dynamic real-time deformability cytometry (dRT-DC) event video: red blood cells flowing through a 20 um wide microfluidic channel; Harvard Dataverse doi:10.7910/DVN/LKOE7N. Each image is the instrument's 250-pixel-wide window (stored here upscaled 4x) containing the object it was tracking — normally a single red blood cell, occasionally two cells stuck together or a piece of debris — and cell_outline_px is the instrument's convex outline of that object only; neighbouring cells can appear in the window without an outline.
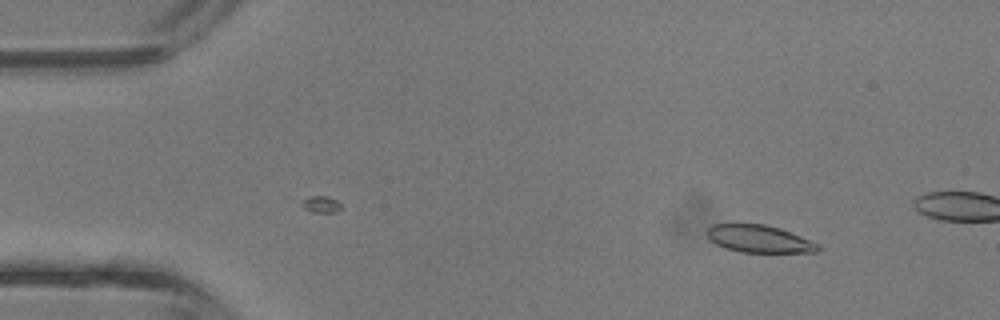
{"species": "common noctule bat (a hibernating species)", "species_latin": "Nyctalus noctula", "temperature_condition": "room temperature", "stored_images_in_passage": 9, "camera_frame_rate_fps": 3000, "um_per_image_px": 0.085, "animal": {"sex": "male", "body_mass_g": 13.3}, "frame": {"image": 1, "passage_image": 2, "time_ms": 0.333, "image_size_px": [1000, 320], "cell_outline_px": [[820, 248], [816, 252], [740, 252], [724, 248], [716, 244], [708, 236], [708, 228], [712, 224], [764, 224], [780, 228], [820, 244]], "centroid_in_image_um": [64.54, 20.3], "position_along_channel_um": 20.5, "area_um2": 17.57}}